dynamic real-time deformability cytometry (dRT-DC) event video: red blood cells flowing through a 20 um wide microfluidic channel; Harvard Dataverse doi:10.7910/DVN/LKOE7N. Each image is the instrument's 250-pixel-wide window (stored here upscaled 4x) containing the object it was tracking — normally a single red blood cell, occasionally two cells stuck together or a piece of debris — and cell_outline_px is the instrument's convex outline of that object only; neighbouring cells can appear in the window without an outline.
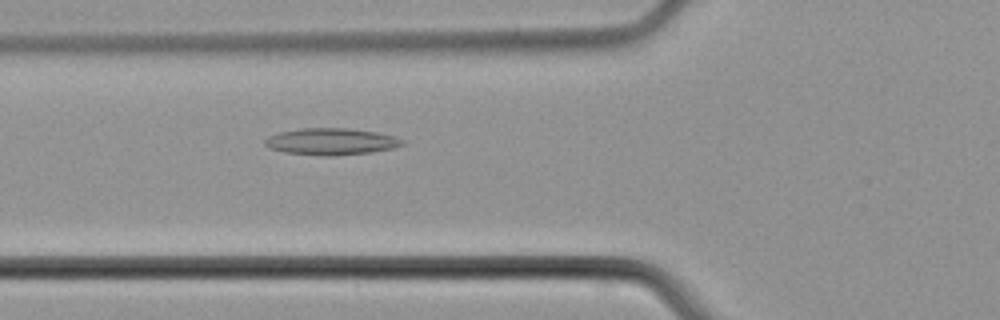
{"species": "common noctule bat (a hibernating species)", "species_latin": "Nyctalus noctula", "temperature_condition": "cold", "stored_images_in_passage": 39, "camera_frame_rate_fps": 3000, "um_per_image_px": 0.085, "animal": {"sex": "male", "body_mass_g": 21.5, "forearm_length_mm": 52.0}, "frame": {"image": 1, "passage_image": 8, "time_ms": 2.333, "image_size_px": [1000, 320], "cell_outline_px": [[404, 144], [392, 148], [372, 152], [332, 156], [324, 156], [284, 152], [268, 148], [264, 144], [264, 140], [268, 136], [280, 132], [300, 128], [348, 128], [376, 132], [396, 136], [404, 140]], "centroid_in_image_um": [28.14, 12.03], "position_along_channel_um": 97.7, "area_um2": 21.5}}
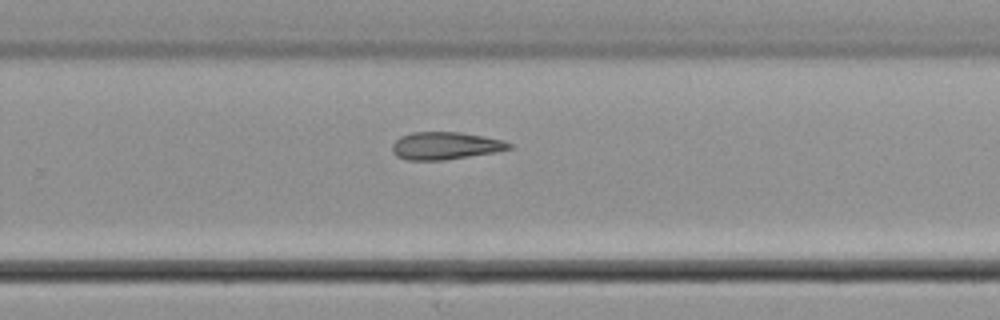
{"frame": {"image": 2, "passage_image": 22, "time_ms": 7.0, "image_size_px": [1000, 320], "cell_outline_px": [[512, 148], [496, 152], [444, 160], [408, 160], [396, 156], [392, 152], [392, 144], [400, 136], [412, 132], [460, 132], [484, 136], [504, 140], [512, 144]], "centroid_in_image_um": [37.85, 12.38], "position_along_channel_um": 291.9, "area_um2": 18.84}}
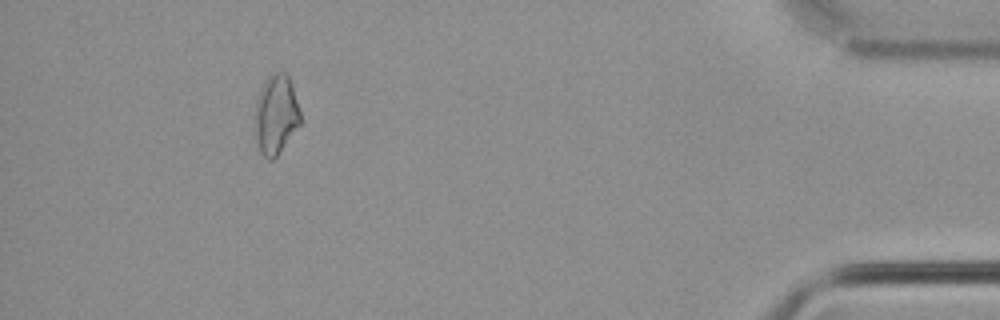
{"frame": {"image": 3, "passage_image": 35, "time_ms": 11.333, "image_size_px": [1000, 320], "cell_outline_px": [[300, 124], [280, 152], [272, 160], [268, 160], [260, 152], [256, 144], [256, 100], [260, 88], [264, 80], [272, 72], [284, 72], [288, 76], [292, 84], [300, 112]], "centroid_in_image_um": [23.45, 9.73], "position_along_channel_um": 411.8, "area_um2": 20.98}}